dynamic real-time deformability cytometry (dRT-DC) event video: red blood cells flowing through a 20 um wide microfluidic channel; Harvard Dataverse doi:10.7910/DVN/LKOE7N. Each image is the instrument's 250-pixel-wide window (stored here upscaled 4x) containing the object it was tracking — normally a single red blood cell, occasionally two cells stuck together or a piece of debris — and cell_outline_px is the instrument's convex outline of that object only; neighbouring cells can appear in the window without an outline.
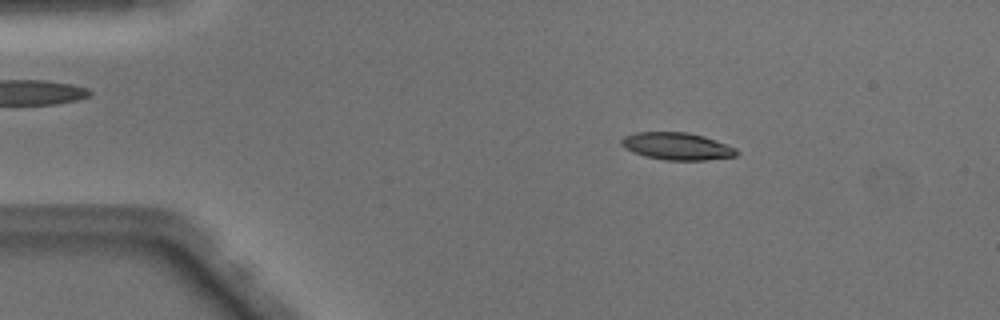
{"species": "Egyptian fruit bat (a non-hibernating species)", "species_latin": "Rousettus aegyptiacus", "temperature_condition": "warm", "stored_images_in_passage": 50, "camera_frame_rate_fps": 3000, "um_per_image_px": 0.085, "animal": {"sex": "male"}, "frame": {"image": 1, "passage_image": 9, "time_ms": 2.667, "image_size_px": [1000, 320], "cell_outline_px": [[740, 152], [736, 156], [708, 160], [664, 160], [644, 156], [632, 152], [624, 148], [620, 144], [620, 140], [624, 136], [636, 132], [688, 132], [704, 136], [716, 140], [736, 148]], "centroid_in_image_um": [57.54, 12.43], "position_along_channel_um": 27.5, "area_um2": 18.55}}
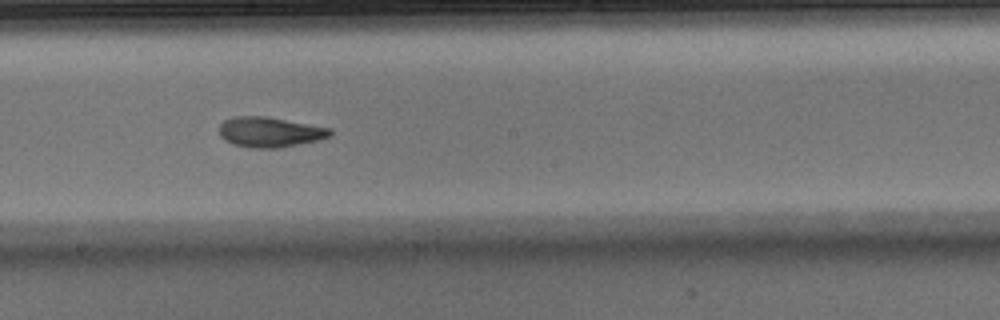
{"frame": {"image": 2, "passage_image": 28, "time_ms": 9.0, "image_size_px": [1000, 320], "cell_outline_px": [[332, 136], [320, 140], [280, 148], [248, 148], [232, 144], [224, 140], [220, 136], [220, 124], [224, 120], [236, 116], [268, 116], [332, 128]], "centroid_in_image_um": [22.96, 11.23], "position_along_channel_um": 225.2, "area_um2": 19.88}}
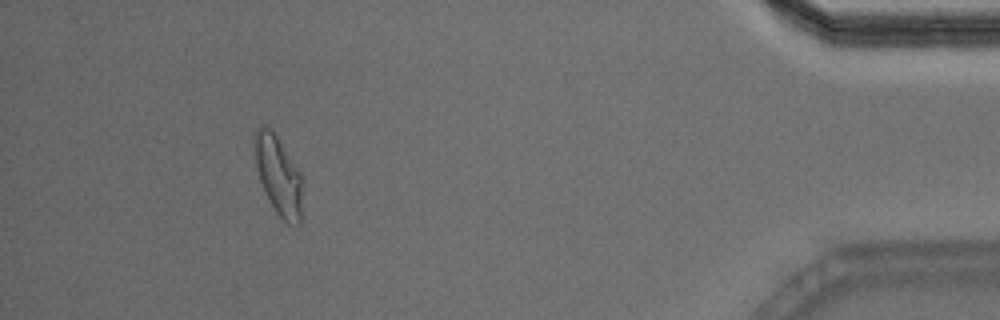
{"frame": {"image": 3, "passage_image": 46, "time_ms": 15.0, "image_size_px": [1000, 320], "cell_outline_px": [[300, 224], [288, 224], [276, 212], [260, 180], [256, 168], [252, 144], [252, 136], [256, 128], [260, 124], [264, 124], [272, 128], [300, 172]], "centroid_in_image_um": [23.58, 14.77], "position_along_channel_um": 411.6, "area_um2": 21.85}, "authors_computed_cell_mechanics": {"area_um2": 19.1318, "velocity_mm_per_s": 4.0792, "shape_relaxation_time_tau1_ms": 4.8191, "shape_relaxation_time_tau2_ms": 2.6132, "deformation_change_tau1": 0.1832, "deformation_change_tau2": 0.0999}}